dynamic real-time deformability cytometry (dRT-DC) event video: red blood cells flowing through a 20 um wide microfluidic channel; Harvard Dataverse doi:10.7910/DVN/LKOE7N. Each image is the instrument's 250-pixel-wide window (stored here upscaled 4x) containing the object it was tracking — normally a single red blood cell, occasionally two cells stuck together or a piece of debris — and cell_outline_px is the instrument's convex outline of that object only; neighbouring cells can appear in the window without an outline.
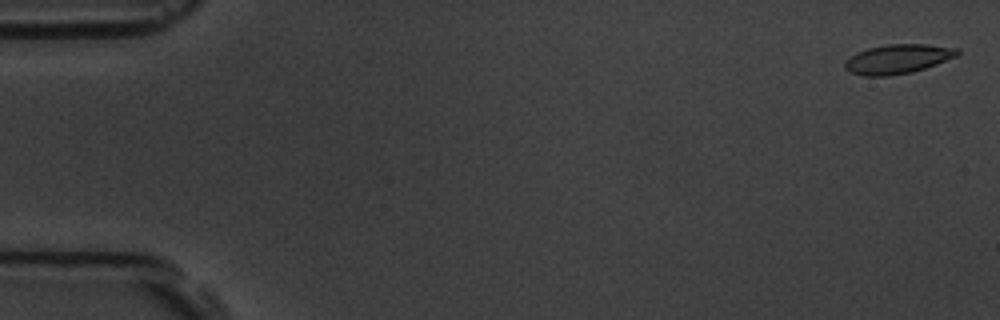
{"species": "common noctule bat (a hibernating species)", "species_latin": "Nyctalus noctula", "temperature_condition": "room temperature", "stored_images_in_passage": 5, "camera_frame_rate_fps": 3000, "um_per_image_px": 0.085, "animal": {"sex": "male", "body_mass_g": 19.5, "forearm_length_mm": 54.6}, "frame": {"image": 1, "passage_image": 1, "time_ms": 0.0, "image_size_px": [1000, 320], "cell_outline_px": [[960, 52], [956, 56], [936, 64], [912, 72], [888, 76], [864, 76], [848, 72], [844, 68], [844, 60], [856, 52], [868, 48], [888, 44], [924, 44], [956, 48]], "centroid_in_image_um": [76.24, 5.02], "position_along_channel_um": 8.8, "area_um2": 19.25}}
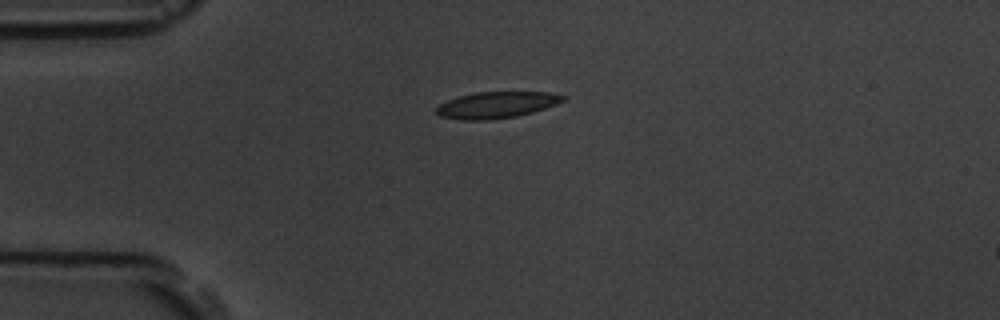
{"frame": {"image": 2, "passage_image": 5, "time_ms": 4.333, "image_size_px": [1000, 320], "cell_outline_px": [[564, 100], [556, 104], [532, 112], [516, 116], [488, 120], [460, 120], [440, 116], [436, 112], [436, 108], [440, 104], [448, 100], [460, 96], [476, 92], [548, 92], [564, 96]], "centroid_in_image_um": [42.17, 8.92], "position_along_channel_um": 42.8, "area_um2": 19.25}}